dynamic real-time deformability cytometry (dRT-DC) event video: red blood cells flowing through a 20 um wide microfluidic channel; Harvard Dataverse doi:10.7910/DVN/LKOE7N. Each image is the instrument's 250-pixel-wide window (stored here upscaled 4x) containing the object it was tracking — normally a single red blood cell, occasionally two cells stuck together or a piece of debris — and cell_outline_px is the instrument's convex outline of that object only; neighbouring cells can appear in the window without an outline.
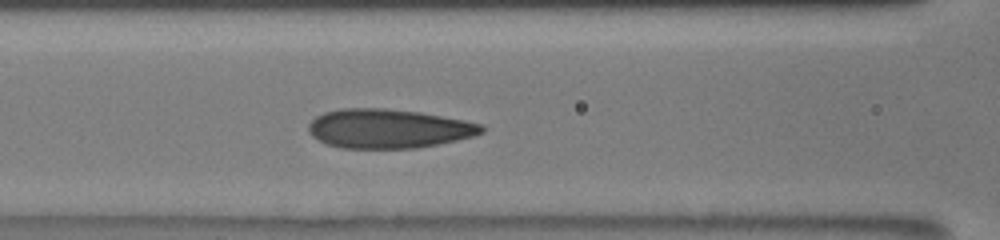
{"species": "human", "species_latin": "Homo sapiens", "temperature_condition": "room temperature", "stored_images_in_passage": 10, "camera_frame_rate_fps": 3000, "um_per_image_px": 0.085, "donor": {"sex": "male"}, "frame": {"image": 1, "passage_image": 10, "time_ms": 5.333, "image_size_px": [1000, 240], "cell_outline_px": [[484, 132], [472, 136], [456, 140], [416, 148], [340, 148], [328, 144], [312, 136], [308, 132], [308, 124], [316, 116], [324, 112], [340, 108], [384, 108], [420, 112], [464, 120], [480, 124], [484, 128]], "centroid_in_image_um": [32.98, 10.92], "position_along_channel_um": 133.6, "area_um2": 39.36}}